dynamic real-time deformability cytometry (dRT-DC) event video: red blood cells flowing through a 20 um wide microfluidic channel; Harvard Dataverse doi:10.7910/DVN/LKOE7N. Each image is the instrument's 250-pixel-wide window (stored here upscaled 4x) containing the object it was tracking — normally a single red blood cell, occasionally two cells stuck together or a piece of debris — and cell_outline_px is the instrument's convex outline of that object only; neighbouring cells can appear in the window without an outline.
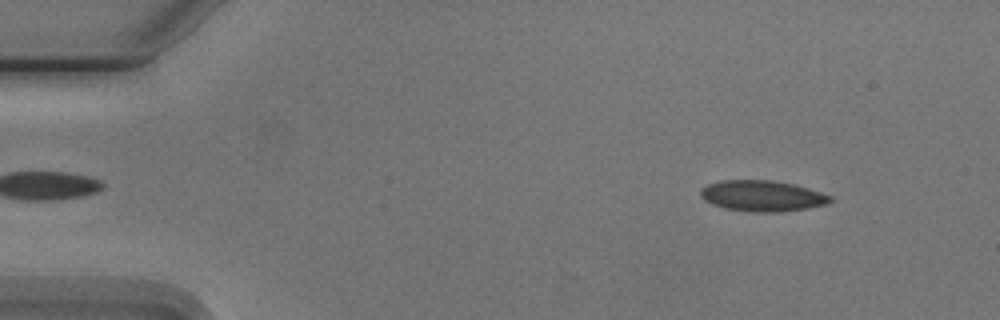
{"species": "Egyptian fruit bat (a non-hibernating species)", "species_latin": "Rousettus aegyptiacus", "temperature_condition": "cold", "stored_images_in_passage": 7, "camera_frame_rate_fps": 3000, "um_per_image_px": 0.085, "animal": {"sex": "male"}, "frame": {"image": 1, "passage_image": 1, "time_ms": 0.0, "image_size_px": [1000, 320], "cell_outline_px": [[832, 200], [824, 204], [808, 208], [776, 212], [756, 212], [724, 208], [712, 204], [704, 200], [700, 196], [700, 188], [708, 184], [720, 180], [772, 180], [792, 184], [820, 192], [832, 196]], "centroid_in_image_um": [64.73, 16.64], "position_along_channel_um": 20.3, "area_um2": 23.18}}
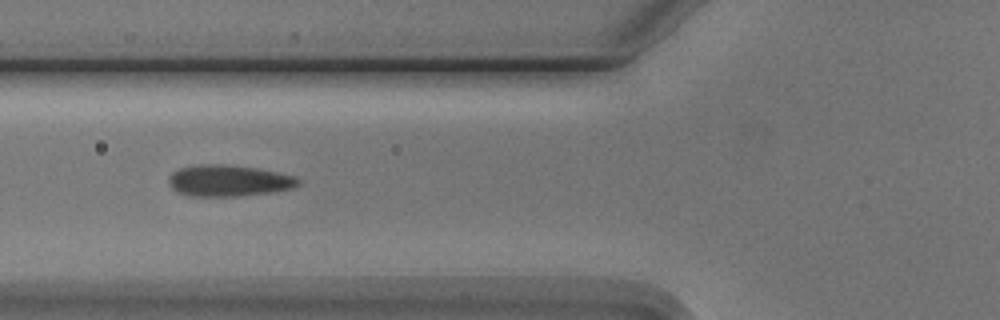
{"frame": {"image": 2, "passage_image": 5, "time_ms": 4.667, "image_size_px": [1000, 320], "cell_outline_px": [[300, 184], [296, 188], [272, 192], [240, 196], [192, 196], [176, 192], [168, 184], [168, 176], [172, 172], [180, 168], [200, 164], [224, 164], [256, 168], [296, 176], [300, 180]], "centroid_in_image_um": [19.44, 15.36], "position_along_channel_um": 106.4, "area_um2": 23.93}}
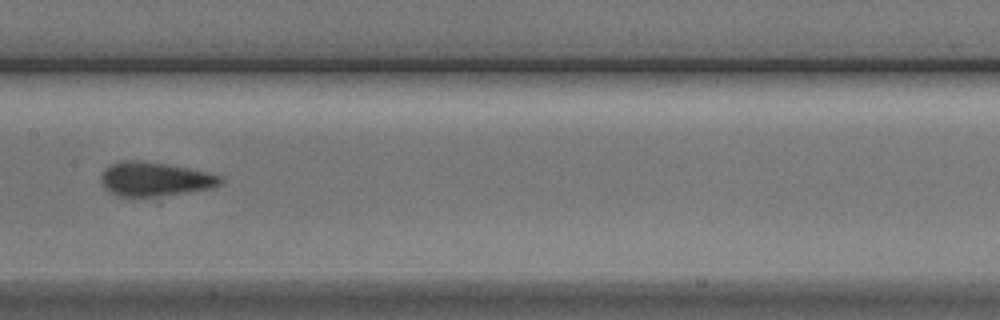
{"frame": {"image": 3, "passage_image": 7, "time_ms": 7.0, "image_size_px": [1000, 320], "cell_outline_px": [[224, 184], [212, 188], [184, 192], [152, 196], [116, 196], [108, 192], [100, 184], [100, 176], [104, 168], [112, 164], [124, 160], [140, 160], [188, 168], [208, 172], [224, 176]], "centroid_in_image_um": [13.15, 15.22], "position_along_channel_um": 194.3, "area_um2": 23.81}}